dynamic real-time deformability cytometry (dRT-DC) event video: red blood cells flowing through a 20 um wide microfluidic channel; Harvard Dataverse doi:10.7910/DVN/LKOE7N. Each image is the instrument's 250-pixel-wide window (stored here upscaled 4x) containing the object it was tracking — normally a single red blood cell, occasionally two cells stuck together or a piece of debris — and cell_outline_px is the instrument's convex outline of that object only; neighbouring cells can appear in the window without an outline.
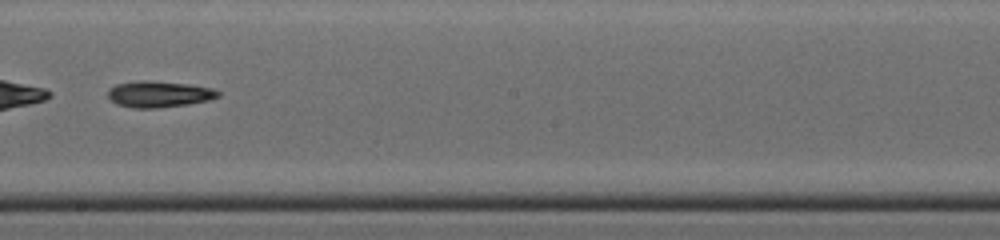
{"species": "common noctule bat (a hibernating species)", "species_latin": "Nyctalus noctula", "temperature_condition": "cold", "stored_images_in_passage": 38, "camera_frame_rate_fps": 3000, "um_per_image_px": 0.085, "animal": {"sex": "male", "body_mass_g": 19.0, "forearm_length_mm": 50.8}, "frame": {"image": 1, "passage_image": 25, "time_ms": 8.0, "image_size_px": [1000, 240], "cell_outline_px": [[220, 96], [208, 100], [188, 104], [160, 108], [132, 108], [116, 104], [108, 96], [108, 88], [116, 84], [144, 80], [148, 80], [188, 84], [212, 88], [220, 92]], "centroid_in_image_um": [13.5, 8.01], "position_along_channel_um": 234.7, "area_um2": 16.88}, "authors_computed_cell_mechanics": {"area_um2": 17.34, "velocity_mm_per_s": 4.4062, "shape_relaxation_time_tau1_ms": 2.7246, "shape_relaxation_time_tau2_ms": null, "deformation_change_tau1": 0.138, "deformation_change_tau2": null}}